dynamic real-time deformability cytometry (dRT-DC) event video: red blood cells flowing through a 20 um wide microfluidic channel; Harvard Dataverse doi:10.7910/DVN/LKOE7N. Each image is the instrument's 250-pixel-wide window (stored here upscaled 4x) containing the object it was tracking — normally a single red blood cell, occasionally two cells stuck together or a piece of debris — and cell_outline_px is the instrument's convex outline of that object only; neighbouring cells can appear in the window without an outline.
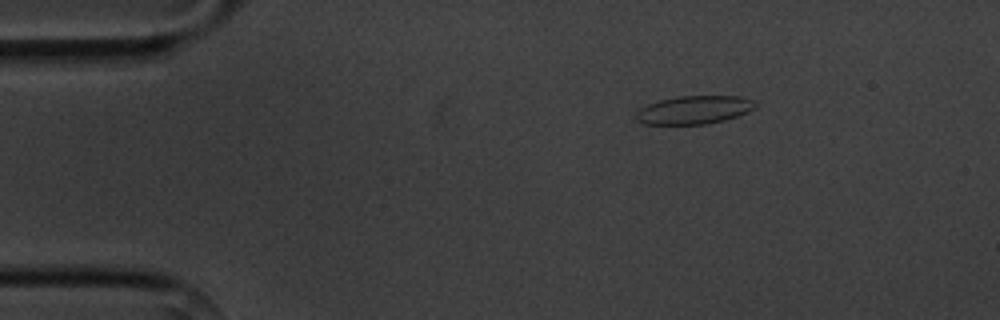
{"species": "common noctule bat (a hibernating species)", "species_latin": "Nyctalus noctula", "temperature_condition": "cold", "stored_images_in_passage": 7, "camera_frame_rate_fps": 3000, "um_per_image_px": 0.085, "animal": {"sex": "male", "body_mass_g": 20.1, "forearm_length_mm": 53.5}, "frame": {"image": 1, "passage_image": 2, "time_ms": 1.667, "image_size_px": [1000, 320], "cell_outline_px": [[756, 108], [748, 112], [724, 120], [704, 124], [644, 124], [636, 120], [636, 112], [640, 108], [648, 104], [660, 100], [676, 96], [740, 96], [752, 100], [756, 104]], "centroid_in_image_um": [58.99, 9.33], "position_along_channel_um": 26.0, "area_um2": 19.59}}
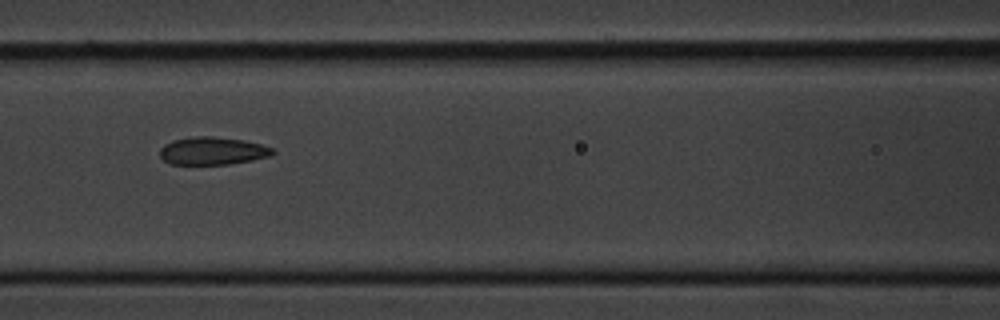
{"frame": {"image": 2, "passage_image": 6, "time_ms": 6.667, "image_size_px": [1000, 320], "cell_outline_px": [[276, 152], [268, 156], [252, 160], [228, 164], [168, 164], [160, 156], [160, 148], [164, 144], [172, 140], [196, 136], [212, 136], [244, 140], [260, 144], [272, 148]], "centroid_in_image_um": [18.03, 12.82], "position_along_channel_um": 148.6, "area_um2": 18.21}}
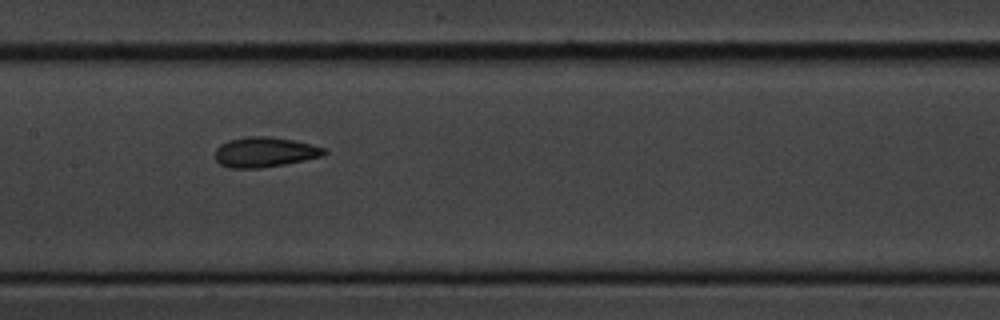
{"frame": {"image": 3, "passage_image": 7, "time_ms": 7.667, "image_size_px": [1000, 320], "cell_outline_px": [[328, 152], [324, 156], [284, 164], [260, 168], [228, 168], [220, 164], [216, 160], [216, 148], [220, 144], [228, 140], [244, 136], [268, 136], [296, 140], [312, 144], [324, 148]], "centroid_in_image_um": [22.51, 12.92], "position_along_channel_um": 184.9, "area_um2": 19.31}}